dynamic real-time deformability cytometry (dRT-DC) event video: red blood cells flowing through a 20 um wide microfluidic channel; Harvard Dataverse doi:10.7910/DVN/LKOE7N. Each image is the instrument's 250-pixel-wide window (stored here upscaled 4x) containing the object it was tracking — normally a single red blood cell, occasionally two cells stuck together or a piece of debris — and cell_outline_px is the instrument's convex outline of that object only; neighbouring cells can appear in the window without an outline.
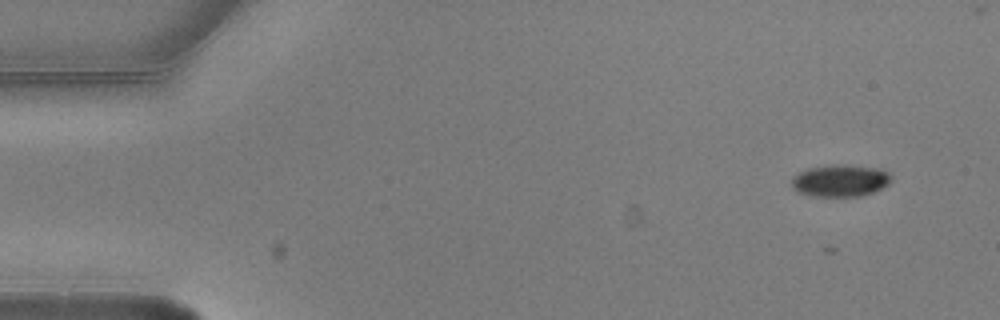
{"species": "common noctule bat (a hibernating species)", "species_latin": "Nyctalus noctula", "temperature_condition": "warm", "stored_images_in_passage": 8, "camera_frame_rate_fps": 3000, "um_per_image_px": 0.085, "animal": {"sex": "male", "body_mass_g": 20.5, "forearm_length_mm": 52.5}, "frame": {"image": 1, "passage_image": 1, "time_ms": 0.0, "image_size_px": [1000, 320], "cell_outline_px": [[892, 180], [888, 184], [872, 192], [860, 196], [812, 196], [796, 192], [792, 188], [792, 176], [808, 168], [832, 164], [848, 164], [876, 168], [888, 172], [892, 176]], "centroid_in_image_um": [71.4, 15.34], "position_along_channel_um": 13.6, "area_um2": 18.73}}
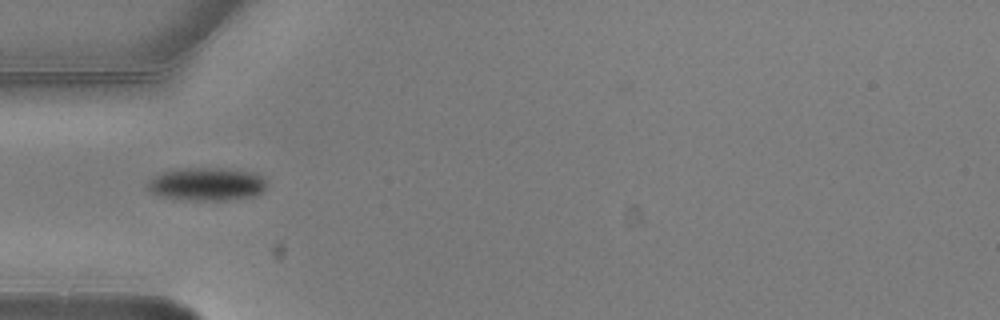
{"frame": {"image": 2, "passage_image": 5, "time_ms": 1.333, "image_size_px": [1000, 320], "cell_outline_px": [[268, 184], [256, 196], [224, 200], [192, 200], [160, 196], [148, 192], [148, 180], [164, 172], [192, 168], [220, 168], [248, 172], [260, 176]], "centroid_in_image_um": [17.56, 15.67], "position_along_channel_um": 67.4, "area_um2": 22.48}}
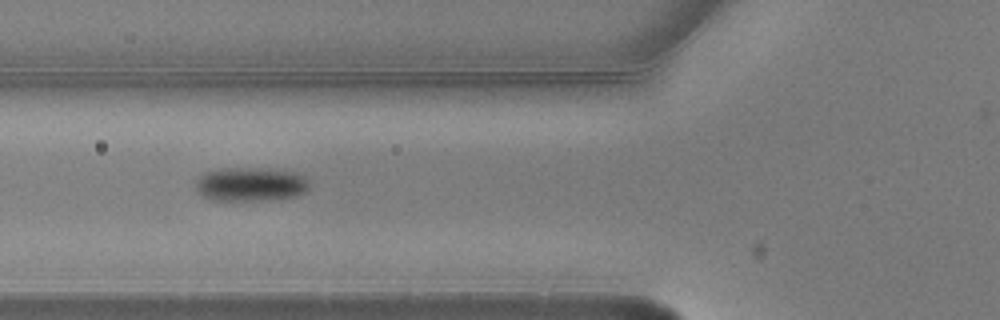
{"frame": {"image": 3, "passage_image": 6, "time_ms": 1.667, "image_size_px": [1000, 320], "cell_outline_px": [[308, 188], [304, 192], [296, 196], [280, 200], [212, 200], [204, 196], [196, 188], [196, 180], [204, 172], [224, 168], [272, 168], [296, 172], [304, 176], [308, 184]], "centroid_in_image_um": [21.33, 15.66], "position_along_channel_um": 104.5, "area_um2": 22.66}}